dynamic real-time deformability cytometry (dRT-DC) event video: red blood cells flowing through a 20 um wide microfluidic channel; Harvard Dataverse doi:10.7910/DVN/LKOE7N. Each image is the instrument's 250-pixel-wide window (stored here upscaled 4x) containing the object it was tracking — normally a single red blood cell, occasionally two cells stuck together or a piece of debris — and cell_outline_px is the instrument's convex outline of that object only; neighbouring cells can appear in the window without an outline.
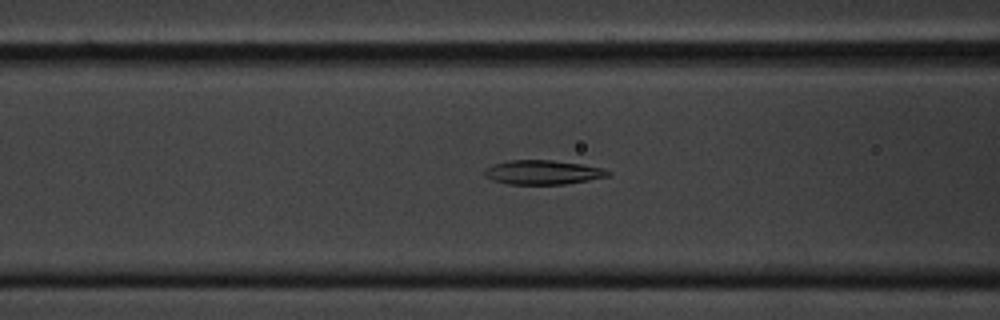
{"species": "common noctule bat (a hibernating species)", "species_latin": "Nyctalus noctula", "temperature_condition": "cold", "stored_images_in_passage": 42, "camera_frame_rate_fps": 3000, "um_per_image_px": 0.085, "animal": {"sex": "male", "body_mass_g": 20.1, "forearm_length_mm": 53.5}, "frame": {"image": 1, "passage_image": 6, "time_ms": 1.667, "image_size_px": [1000, 320], "cell_outline_px": [[612, 172], [608, 176], [588, 180], [564, 184], [508, 184], [492, 180], [484, 176], [484, 168], [508, 160], [552, 160], [580, 164], [600, 168]], "centroid_in_image_um": [46.09, 14.65], "position_along_channel_um": 120.5, "area_um2": 17.28}}
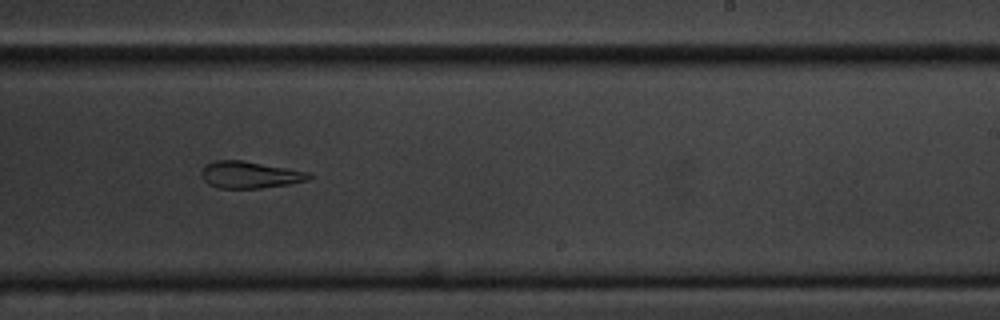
{"frame": {"image": 2, "passage_image": 19, "time_ms": 6.0, "image_size_px": [1000, 320], "cell_outline_px": [[312, 176], [308, 180], [288, 184], [260, 188], [220, 188], [208, 184], [200, 176], [200, 172], [204, 164], [212, 160], [244, 160], [308, 172]], "centroid_in_image_um": [21.16, 14.84], "position_along_channel_um": 267.8, "area_um2": 16.94}}
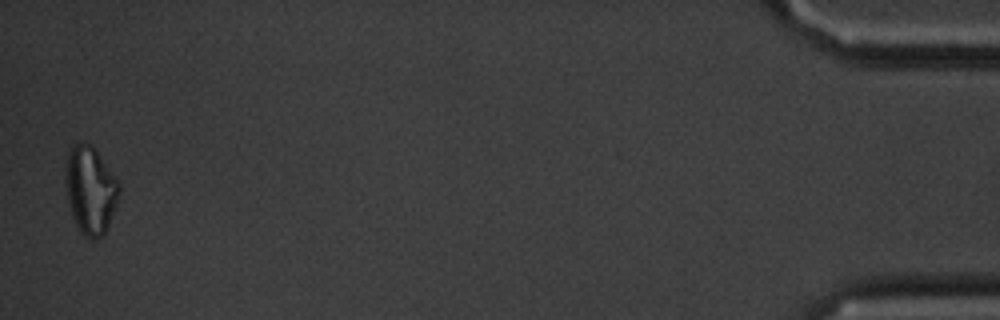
{"frame": {"image": 3, "passage_image": 41, "time_ms": 13.333, "image_size_px": [1000, 320], "cell_outline_px": [[120, 196], [116, 208], [104, 236], [92, 240], [84, 236], [80, 232], [72, 216], [68, 204], [64, 180], [64, 164], [68, 148], [72, 144], [92, 144], [116, 176], [120, 184]], "centroid_in_image_um": [7.67, 16.15], "position_along_channel_um": 427.5, "area_um2": 28.32}, "authors_computed_cell_mechanics": {"area_um2": 17.8024, "velocity_mm_per_s": 3.4069, "shape_relaxation_time_tau1_ms": 8.0089, "shape_relaxation_time_tau2_ms": 6.2904, "deformation_change_tau1": 0.1739, "deformation_change_tau2": 0.1592}}